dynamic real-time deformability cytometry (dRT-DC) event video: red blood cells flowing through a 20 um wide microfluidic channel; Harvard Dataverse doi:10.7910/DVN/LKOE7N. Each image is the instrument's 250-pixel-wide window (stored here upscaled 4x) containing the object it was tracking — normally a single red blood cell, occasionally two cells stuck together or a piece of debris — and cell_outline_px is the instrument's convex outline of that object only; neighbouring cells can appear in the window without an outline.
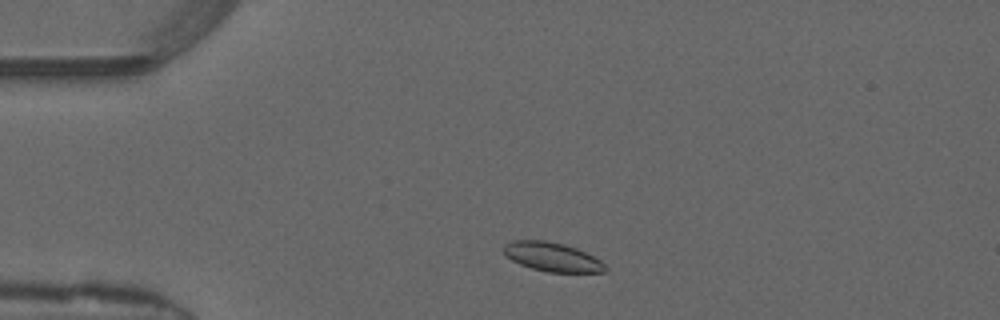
{"species": "common noctule bat (a hibernating species)", "species_latin": "Nyctalus noctula", "temperature_condition": "warm", "stored_images_in_passage": 42, "camera_frame_rate_fps": 3000, "um_per_image_px": 0.085, "animal": {"sex": "male", "forearm_length_mm": 52.5}, "frame": {"image": 1, "passage_image": 4, "time_ms": 1.0, "image_size_px": [1000, 320], "cell_outline_px": [[608, 268], [604, 272], [548, 272], [532, 268], [520, 264], [512, 260], [504, 252], [504, 244], [516, 240], [544, 240], [576, 248], [600, 260]], "centroid_in_image_um": [46.94, 21.84], "position_along_channel_um": 38.1, "area_um2": 16.82}}
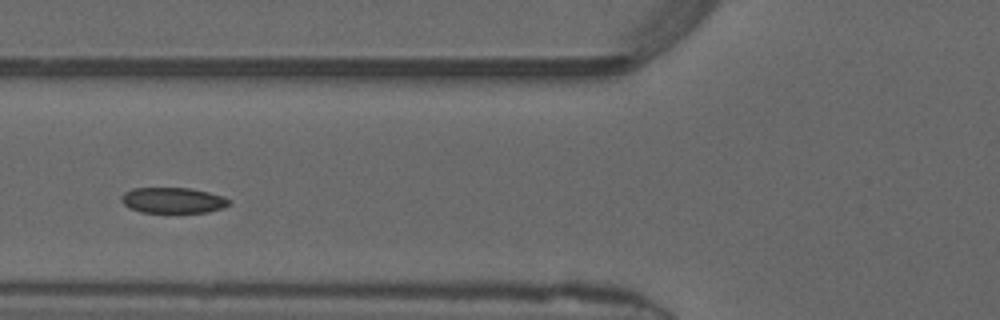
{"frame": {"image": 2, "passage_image": 12, "time_ms": 3.667, "image_size_px": [1000, 320], "cell_outline_px": [[228, 204], [220, 208], [204, 212], [140, 212], [124, 204], [124, 192], [132, 188], [188, 188], [208, 192], [220, 196], [228, 200]], "centroid_in_image_um": [14.66, 17.02], "position_along_channel_um": 111.1, "area_um2": 15.49}}
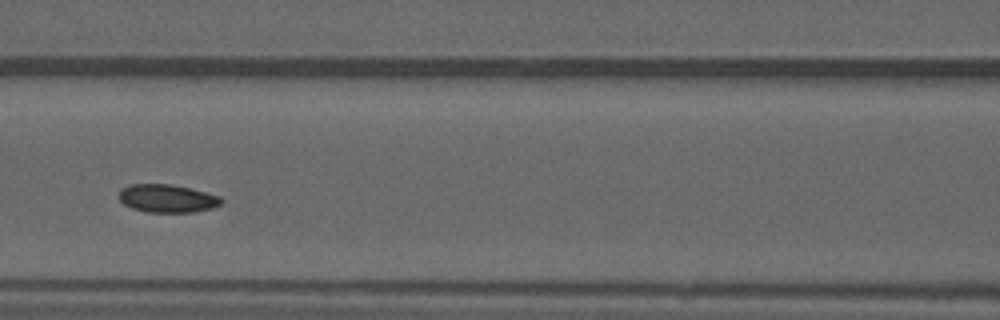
{"frame": {"image": 3, "passage_image": 15, "time_ms": 4.667, "image_size_px": [1000, 320], "cell_outline_px": [[224, 200], [220, 204], [212, 208], [192, 212], [148, 212], [132, 208], [124, 204], [120, 200], [120, 188], [132, 184], [168, 184], [188, 188], [220, 196]], "centroid_in_image_um": [14.21, 16.87], "position_along_channel_um": 152.4, "area_um2": 16.53}}